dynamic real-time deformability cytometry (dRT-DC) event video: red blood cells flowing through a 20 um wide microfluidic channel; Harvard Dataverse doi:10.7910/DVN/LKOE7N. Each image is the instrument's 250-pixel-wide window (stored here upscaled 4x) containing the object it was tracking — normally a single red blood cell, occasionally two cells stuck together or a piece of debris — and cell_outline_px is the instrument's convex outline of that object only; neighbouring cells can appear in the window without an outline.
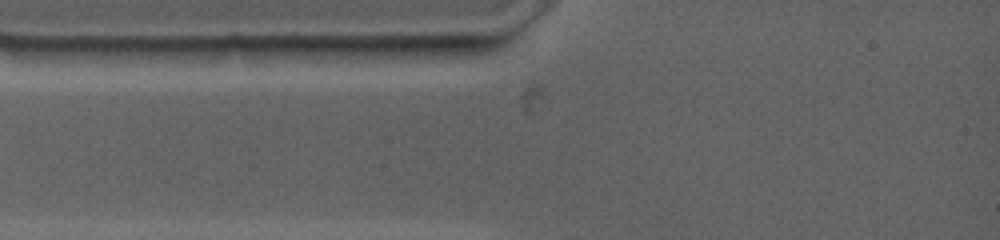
{"species": "common noctule bat (a hibernating species)", "species_latin": "Nyctalus noctula", "temperature_condition": "warm", "stored_images_in_passage": 1, "camera_frame_rate_fps": 4500, "um_per_image_px": 0.085, "animal": {"sex": "female", "body_mass_g": 19.0, "forearm_length_mm": 53.3}, "frame": {"image": 1, "passage_image": 1, "time_ms": 0.0, "image_size_px": [1000, 240], "cell_outline_px": [[432, 48], [404, 56], [316, 56], [280, 48], [296, 44], [404, 44]], "centroid_in_image_um": [30.28, 4.22], "position_along_channel_um": 54.7, "area_um2": 10.69}}